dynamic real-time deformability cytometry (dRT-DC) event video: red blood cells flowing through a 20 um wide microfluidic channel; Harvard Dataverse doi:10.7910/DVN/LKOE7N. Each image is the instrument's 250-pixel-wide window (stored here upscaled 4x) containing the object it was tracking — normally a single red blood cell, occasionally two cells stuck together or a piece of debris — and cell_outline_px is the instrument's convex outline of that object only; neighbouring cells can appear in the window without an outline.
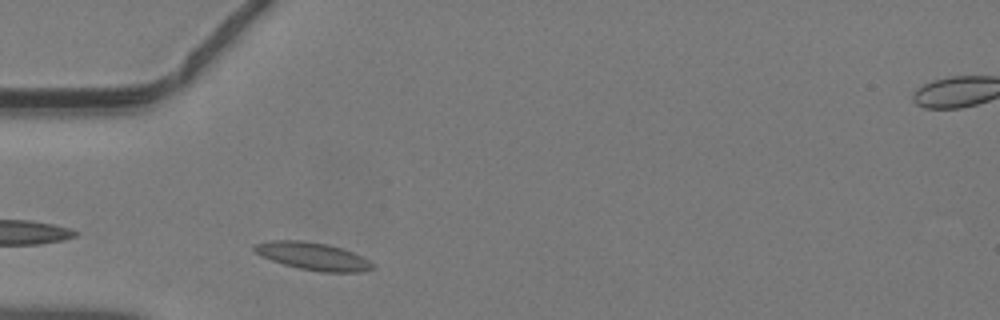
{"species": "common noctule bat (a hibernating species)", "species_latin": "Nyctalus noctula", "temperature_condition": "warm", "stored_images_in_passage": 34, "camera_frame_rate_fps": 3000, "um_per_image_px": 0.085, "animal": {"sex": "male", "body_mass_g": 19.2, "forearm_length_mm": 51.8}, "frame": {"image": 1, "passage_image": 3, "time_ms": 0.667, "image_size_px": [1000, 320], "cell_outline_px": [[376, 268], [364, 272], [320, 272], [300, 268], [284, 264], [260, 256], [252, 248], [252, 244], [272, 240], [300, 240], [328, 244], [344, 248], [376, 264]], "centroid_in_image_um": [26.62, 21.78], "position_along_channel_um": 58.4, "area_um2": 19.19}}
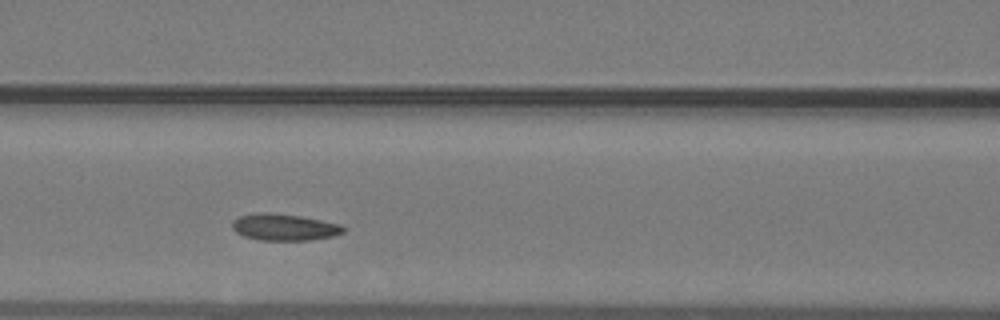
{"frame": {"image": 2, "passage_image": 9, "time_ms": 2.667, "image_size_px": [1000, 320], "cell_outline_px": [[348, 228], [344, 232], [332, 236], [312, 240], [260, 240], [244, 236], [236, 232], [232, 228], [232, 220], [240, 216], [256, 212], [268, 212], [300, 216], [340, 224]], "centroid_in_image_um": [24.16, 19.3], "position_along_channel_um": 142.4, "area_um2": 17.34}}
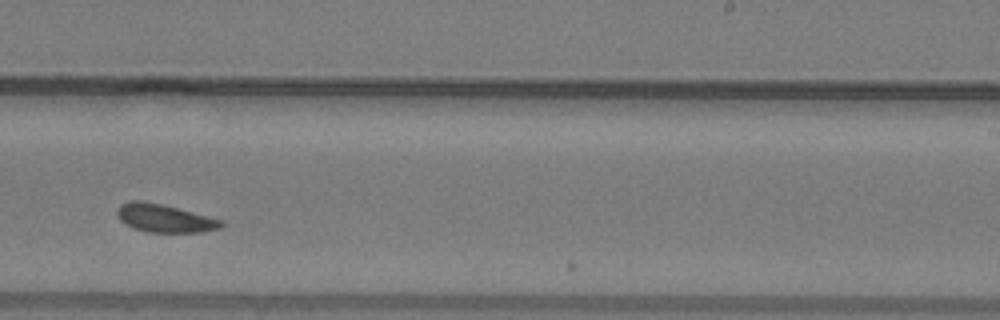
{"frame": {"image": 3, "passage_image": 18, "time_ms": 5.667, "image_size_px": [1000, 320], "cell_outline_px": [[224, 224], [220, 228], [204, 232], [148, 232], [132, 228], [124, 224], [120, 220], [116, 212], [116, 208], [120, 204], [128, 200], [140, 200], [160, 204], [224, 220]], "centroid_in_image_um": [13.95, 18.55], "position_along_channel_um": 275.1, "area_um2": 17.11}}